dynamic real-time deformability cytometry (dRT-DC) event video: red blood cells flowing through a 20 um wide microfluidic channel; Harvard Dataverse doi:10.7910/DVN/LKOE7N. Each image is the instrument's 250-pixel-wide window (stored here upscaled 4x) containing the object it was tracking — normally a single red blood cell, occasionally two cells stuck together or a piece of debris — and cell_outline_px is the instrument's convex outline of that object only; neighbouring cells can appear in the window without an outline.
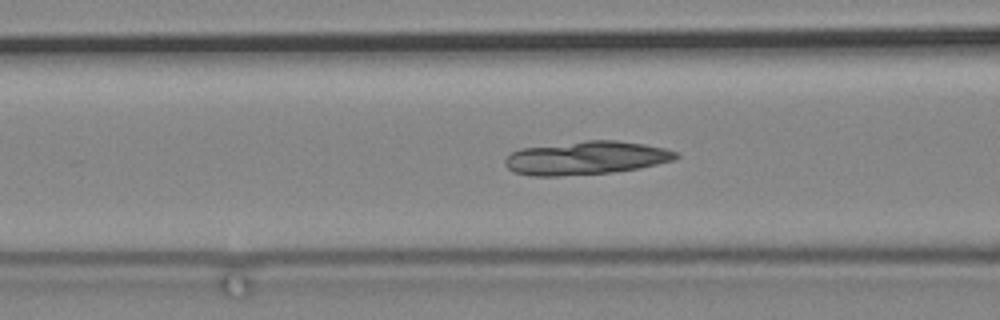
{"species": "common noctule bat (a hibernating species)", "species_latin": "Nyctalus noctula", "temperature_condition": "cold", "stored_images_in_passage": 71, "camera_frame_rate_fps": 3000, "um_per_image_px": 0.085, "animal": {"sex": "male", "body_mass_g": 19.2, "forearm_length_mm": 51.8}, "frame": {"image": 1, "passage_image": 34, "time_ms": 11.0, "image_size_px": [1000, 320], "cell_outline_px": [[680, 156], [676, 160], [640, 168], [612, 172], [560, 176], [532, 176], [516, 172], [508, 168], [504, 164], [504, 160], [512, 152], [520, 148], [584, 140], [616, 140], [644, 144], [664, 148], [676, 152]], "centroid_in_image_um": [49.83, 13.42], "position_along_channel_um": 116.8, "area_um2": 33.41}}
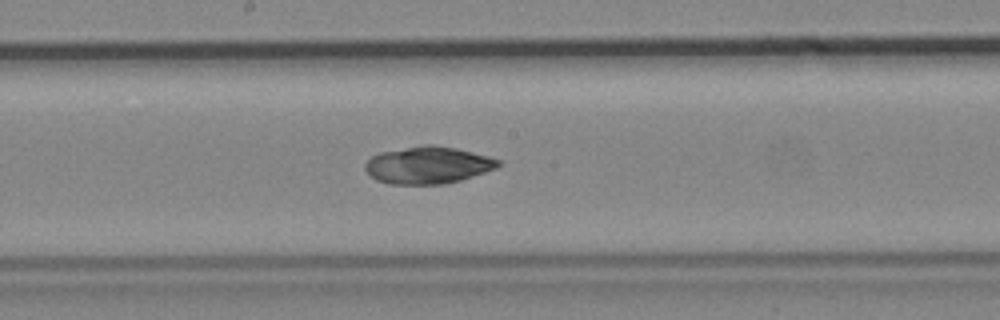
{"frame": {"image": 2, "passage_image": 43, "time_ms": 14.0, "image_size_px": [1000, 320], "cell_outline_px": [[504, 164], [496, 168], [460, 180], [444, 184], [388, 184], [376, 180], [364, 168], [364, 164], [372, 156], [380, 152], [420, 144], [432, 144], [456, 148], [488, 156], [500, 160]], "centroid_in_image_um": [36.37, 14.02], "position_along_channel_um": 211.8, "area_um2": 28.96}}
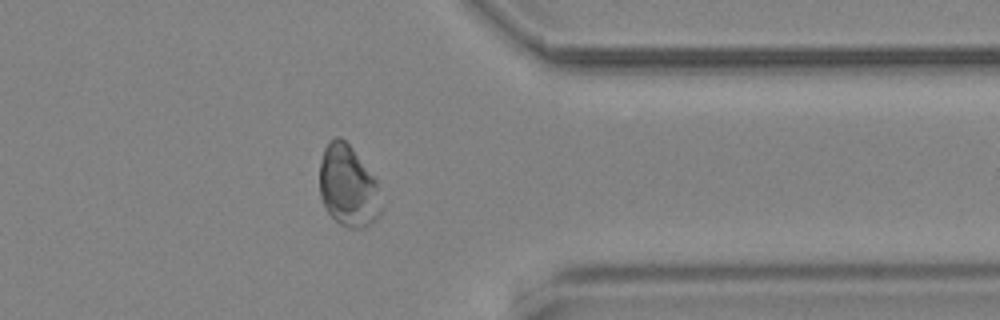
{"frame": {"image": 3, "passage_image": 60, "time_ms": 19.667, "image_size_px": [1000, 320], "cell_outline_px": [[380, 212], [376, 220], [364, 228], [348, 228], [340, 224], [324, 208], [320, 196], [320, 160], [324, 148], [328, 140], [336, 136], [340, 136], [352, 148], [376, 180], [380, 208]], "centroid_in_image_um": [29.54, 15.82], "position_along_channel_um": 381.9, "area_um2": 29.02}}